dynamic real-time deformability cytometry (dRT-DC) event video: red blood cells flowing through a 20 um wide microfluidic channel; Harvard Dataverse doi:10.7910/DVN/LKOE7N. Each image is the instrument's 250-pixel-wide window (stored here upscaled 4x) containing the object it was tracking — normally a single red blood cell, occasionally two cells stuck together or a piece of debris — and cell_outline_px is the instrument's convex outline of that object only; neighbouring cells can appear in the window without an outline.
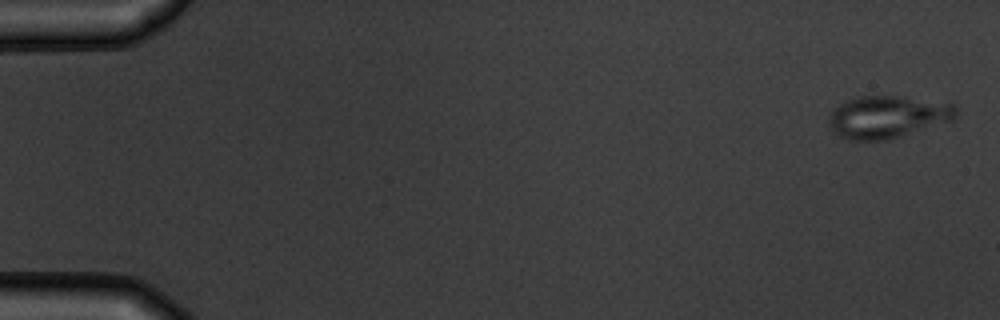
{"species": "common noctule bat (a hibernating species)", "species_latin": "Nyctalus noctula", "temperature_condition": "warm", "stored_images_in_passage": 4, "camera_frame_rate_fps": 3000, "um_per_image_px": 0.085, "animal": {"sex": "male", "body_mass_g": 19.5, "forearm_length_mm": 54.6}, "frame": {"image": 1, "passage_image": 1, "time_ms": 0.0, "image_size_px": [1000, 320], "cell_outline_px": [[956, 120], [888, 140], [848, 140], [840, 136], [828, 124], [828, 116], [840, 104], [848, 100], [860, 96], [900, 96], [952, 100], [956, 104]], "centroid_in_image_um": [75.57, 9.91], "position_along_channel_um": 9.4, "area_um2": 32.14}}